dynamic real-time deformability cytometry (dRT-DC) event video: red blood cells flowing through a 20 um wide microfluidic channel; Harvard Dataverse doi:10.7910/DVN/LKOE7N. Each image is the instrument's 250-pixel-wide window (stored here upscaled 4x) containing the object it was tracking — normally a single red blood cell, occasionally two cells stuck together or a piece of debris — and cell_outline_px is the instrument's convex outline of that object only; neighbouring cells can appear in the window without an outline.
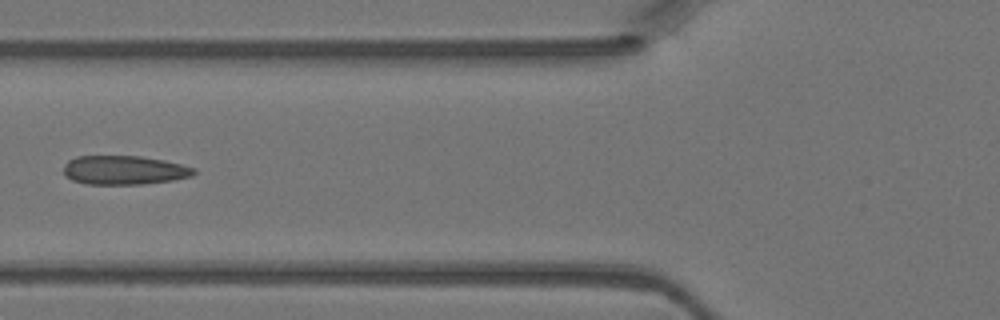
{"species": "Egyptian fruit bat (a non-hibernating species)", "species_latin": "Rousettus aegyptiacus", "temperature_condition": "warm", "stored_images_in_passage": 4, "camera_frame_rate_fps": 3000, "um_per_image_px": 0.085, "animal": {"sex": "female"}, "frame": {"image": 1, "passage_image": 4, "time_ms": 1.0, "image_size_px": [1000, 320], "cell_outline_px": [[196, 172], [192, 176], [172, 180], [140, 184], [88, 184], [72, 180], [64, 172], [64, 164], [68, 160], [76, 156], [140, 156], [164, 160], [196, 168]], "centroid_in_image_um": [10.56, 14.45], "position_along_channel_um": 115.2, "area_um2": 21.91}}